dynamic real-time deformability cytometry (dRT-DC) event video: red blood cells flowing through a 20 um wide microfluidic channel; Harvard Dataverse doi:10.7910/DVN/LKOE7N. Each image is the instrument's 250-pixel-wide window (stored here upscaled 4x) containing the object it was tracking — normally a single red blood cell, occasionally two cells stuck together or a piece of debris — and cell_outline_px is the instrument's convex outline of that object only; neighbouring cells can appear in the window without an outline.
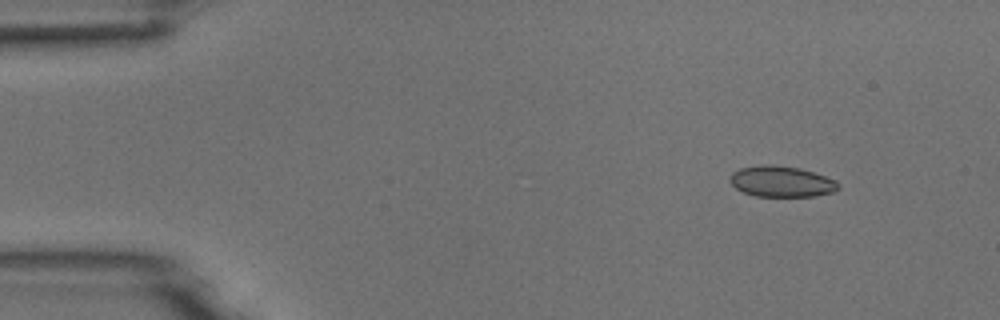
{"species": "common noctule bat (a hibernating species)", "species_latin": "Nyctalus noctula", "temperature_condition": "room temperature", "stored_images_in_passage": 7, "camera_frame_rate_fps": 3000, "um_per_image_px": 0.085, "animal": {"sex": "male", "body_mass_g": 18.8}, "frame": {"image": 1, "passage_image": 2, "time_ms": 0.333, "image_size_px": [1000, 320], "cell_outline_px": [[840, 188], [832, 192], [816, 196], [756, 196], [744, 192], [736, 188], [728, 180], [728, 176], [732, 172], [740, 168], [764, 164], [772, 164], [800, 168], [836, 180], [840, 184]], "centroid_in_image_um": [66.41, 15.42], "position_along_channel_um": 18.6, "area_um2": 19.59}}
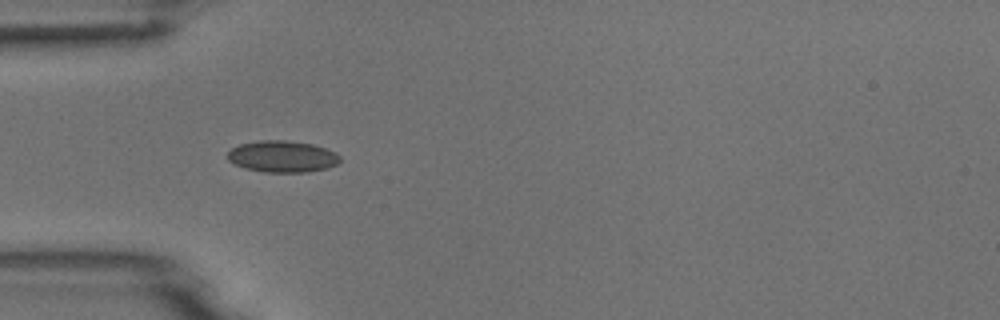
{"frame": {"image": 2, "passage_image": 5, "time_ms": 1.333, "image_size_px": [1000, 320], "cell_outline_px": [[340, 160], [336, 164], [328, 168], [308, 172], [264, 172], [244, 168], [228, 160], [228, 152], [232, 148], [240, 144], [260, 140], [284, 140], [312, 144], [336, 152], [340, 156]], "centroid_in_image_um": [24.01, 13.3], "position_along_channel_um": 61.0, "area_um2": 20.63}}